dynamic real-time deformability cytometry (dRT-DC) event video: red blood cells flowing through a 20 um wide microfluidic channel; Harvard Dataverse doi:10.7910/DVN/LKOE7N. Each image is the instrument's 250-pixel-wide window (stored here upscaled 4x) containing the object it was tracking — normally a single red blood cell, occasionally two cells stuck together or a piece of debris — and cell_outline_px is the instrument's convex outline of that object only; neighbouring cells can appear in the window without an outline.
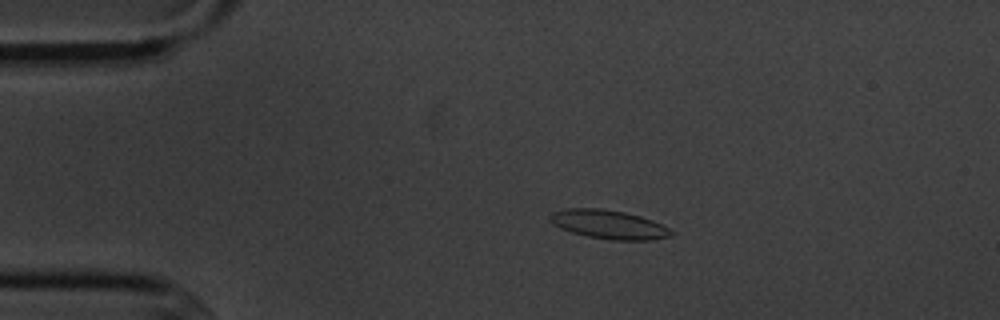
{"species": "common noctule bat (a hibernating species)", "species_latin": "Nyctalus noctula", "temperature_condition": "cold", "stored_images_in_passage": 5, "camera_frame_rate_fps": 3000, "um_per_image_px": 0.085, "animal": {"sex": "male", "body_mass_g": 20.1, "forearm_length_mm": 53.5}, "frame": {"image": 1, "passage_image": 3, "time_ms": 2.333, "image_size_px": [1000, 320], "cell_outline_px": [[672, 236], [652, 240], [612, 240], [588, 236], [572, 232], [560, 228], [548, 216], [552, 212], [564, 208], [600, 208], [624, 212], [640, 216], [652, 220], [668, 228], [672, 232]], "centroid_in_image_um": [51.75, 19.07], "position_along_channel_um": 33.3, "area_um2": 20.17}}